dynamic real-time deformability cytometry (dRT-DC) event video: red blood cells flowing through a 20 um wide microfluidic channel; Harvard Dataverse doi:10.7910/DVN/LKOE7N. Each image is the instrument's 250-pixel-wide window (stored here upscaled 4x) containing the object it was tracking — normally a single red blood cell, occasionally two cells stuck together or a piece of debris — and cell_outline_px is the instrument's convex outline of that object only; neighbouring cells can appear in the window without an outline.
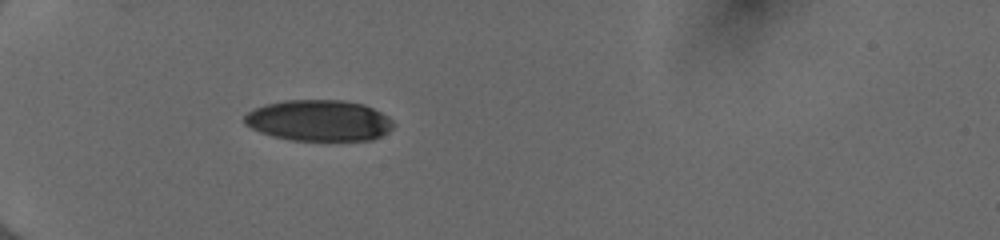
{"species": "human", "species_latin": "Homo sapiens", "temperature_condition": "cold", "stored_images_in_passage": 36, "camera_frame_rate_fps": 3000, "um_per_image_px": 0.085, "donor": {"sex": "female"}, "frame": {"image": 1, "passage_image": 1, "time_ms": 0.0, "image_size_px": [1000, 240], "cell_outline_px": [[396, 124], [388, 132], [372, 140], [292, 140], [272, 136], [260, 132], [244, 124], [244, 116], [248, 112], [264, 104], [284, 100], [344, 100], [364, 104], [388, 116]], "centroid_in_image_um": [27.12, 10.24], "position_along_channel_um": 57.9, "area_um2": 35.78}}
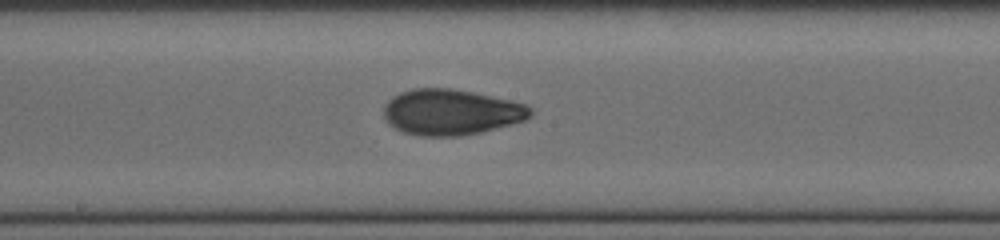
{"frame": {"image": 2, "passage_image": 14, "time_ms": 4.333, "image_size_px": [1000, 240], "cell_outline_px": [[532, 112], [524, 120], [480, 132], [460, 136], [420, 136], [404, 132], [388, 124], [384, 116], [384, 104], [392, 96], [400, 92], [412, 88], [448, 88], [472, 92], [512, 100], [524, 104], [532, 108]], "centroid_in_image_um": [38.3, 9.52], "position_along_channel_um": 209.9, "area_um2": 38.96}}
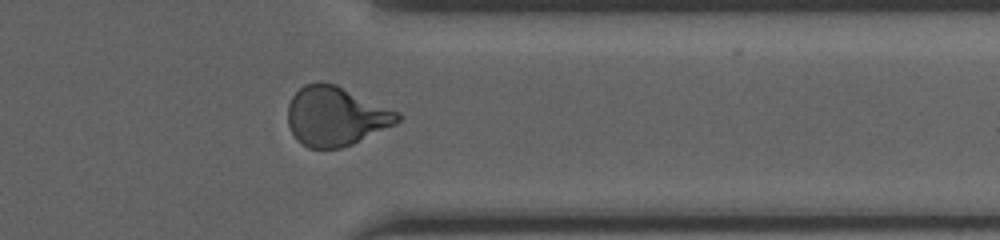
{"frame": {"image": 3, "passage_image": 27, "time_ms": 8.667, "image_size_px": [1000, 240], "cell_outline_px": [[400, 120], [396, 124], [352, 144], [340, 148], [308, 148], [300, 144], [296, 140], [288, 124], [288, 104], [292, 96], [304, 84], [320, 80], [336, 84], [400, 112]], "centroid_in_image_um": [28.52, 9.86], "position_along_channel_um": 382.9, "area_um2": 38.21}, "authors_computed_cell_mechanics": {"area_um2": 37.57, "velocity_mm_per_s": 4.0284, "shape_relaxation_time_tau1_ms": 4.5075, "shape_relaxation_time_tau2_ms": 1.6079, "deformation_change_tau1": 0.1706, "deformation_change_tau2": 0.0693}}